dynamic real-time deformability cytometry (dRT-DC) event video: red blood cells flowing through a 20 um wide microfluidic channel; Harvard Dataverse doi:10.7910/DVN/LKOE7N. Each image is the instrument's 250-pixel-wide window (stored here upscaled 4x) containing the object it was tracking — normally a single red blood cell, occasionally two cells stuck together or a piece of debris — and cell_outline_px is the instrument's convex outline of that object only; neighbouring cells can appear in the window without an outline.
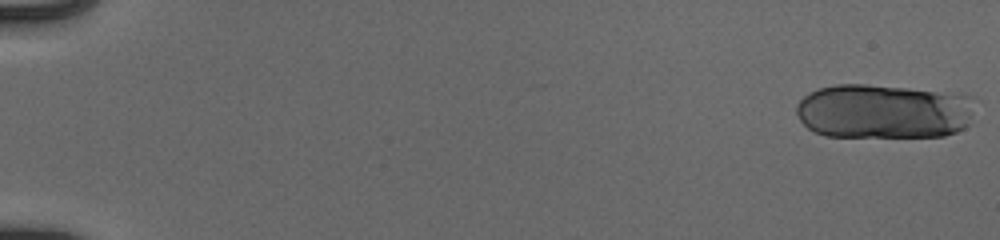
{"species": "human", "species_latin": "Homo sapiens", "temperature_condition": "cold", "stored_images_in_passage": 20, "camera_frame_rate_fps": 3000, "um_per_image_px": 0.085, "donor": {"sex": "male"}, "frame": {"image": 1, "passage_image": 1, "time_ms": 0.0, "image_size_px": [1000, 240], "cell_outline_px": [[980, 100], [968, 124], [964, 128], [956, 132], [944, 136], [824, 136], [812, 132], [800, 120], [796, 112], [796, 104], [808, 92], [820, 88], [836, 84], [864, 84], [964, 92], [976, 96]], "centroid_in_image_um": [75.22, 9.43], "position_along_channel_um": 9.8, "area_um2": 58.49}}
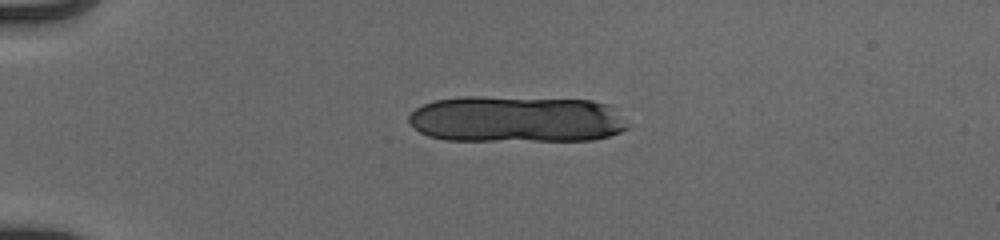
{"frame": {"image": 2, "passage_image": 14, "time_ms": 4.333, "image_size_px": [1000, 240], "cell_outline_px": [[628, 128], [620, 132], [608, 136], [592, 140], [448, 140], [428, 136], [420, 132], [408, 120], [408, 116], [416, 108], [424, 104], [436, 100], [464, 96], [484, 96], [592, 100], [612, 104], [628, 124]], "centroid_in_image_um": [43.94, 10.12], "position_along_channel_um": 41.1, "area_um2": 59.82}}